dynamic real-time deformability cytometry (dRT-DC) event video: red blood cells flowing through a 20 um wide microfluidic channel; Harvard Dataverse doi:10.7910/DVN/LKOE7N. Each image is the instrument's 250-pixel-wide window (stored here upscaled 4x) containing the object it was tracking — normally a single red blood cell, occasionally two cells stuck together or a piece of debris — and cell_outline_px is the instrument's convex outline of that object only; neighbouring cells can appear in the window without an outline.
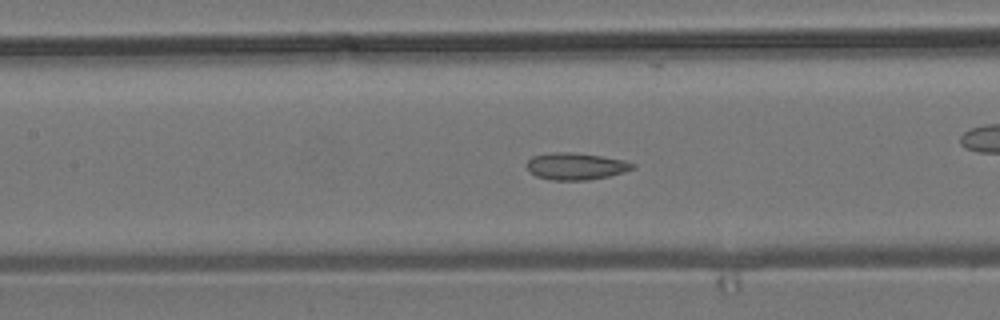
{"species": "common noctule bat (a hibernating species)", "species_latin": "Nyctalus noctula", "temperature_condition": "room temperature", "stored_images_in_passage": 54, "camera_frame_rate_fps": 3000, "um_per_image_px": 0.085, "animal": {"sex": "male", "body_mass_g": 19.2, "forearm_length_mm": 51.8}, "frame": {"image": 1, "passage_image": 24, "time_ms": 7.667, "image_size_px": [1000, 320], "cell_outline_px": [[636, 168], [624, 172], [608, 176], [588, 180], [552, 180], [536, 176], [528, 172], [528, 160], [532, 156], [552, 152], [572, 152], [600, 156], [624, 160], [636, 164]], "centroid_in_image_um": [48.95, 14.13], "position_along_channel_um": 158.4, "area_um2": 16.65}, "authors_computed_cell_mechanics": {"area_um2": 16.6464, "velocity_mm_per_s": 3.8097, "shape_relaxation_time_tau1_ms": null, "shape_relaxation_time_tau2_ms": 2.0629, "deformation_change_tau1": null, "deformation_change_tau2": 0.0692}}